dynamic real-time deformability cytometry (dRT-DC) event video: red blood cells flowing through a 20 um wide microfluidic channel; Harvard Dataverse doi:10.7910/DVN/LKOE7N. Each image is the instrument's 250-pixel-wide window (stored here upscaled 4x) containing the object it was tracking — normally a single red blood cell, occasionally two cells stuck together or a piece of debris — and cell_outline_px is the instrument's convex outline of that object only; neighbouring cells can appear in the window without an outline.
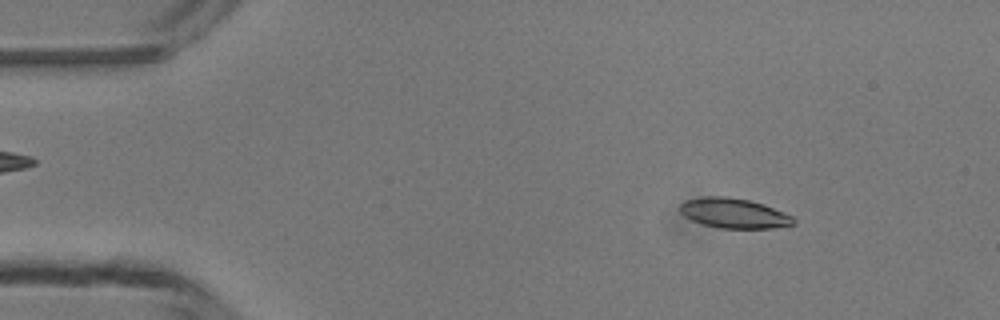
{"species": "common noctule bat (a hibernating species)", "species_latin": "Nyctalus noctula", "temperature_condition": "room temperature", "stored_images_in_passage": 3, "camera_frame_rate_fps": 3000, "um_per_image_px": 0.085, "animal": {"sex": "male", "body_mass_g": 13.3}, "frame": {"image": 1, "passage_image": 1, "time_ms": 0.0, "image_size_px": [1000, 320], "cell_outline_px": [[796, 224], [772, 228], [720, 228], [704, 224], [692, 220], [684, 216], [680, 212], [680, 204], [684, 200], [704, 196], [724, 196], [748, 200], [764, 204], [792, 216], [796, 220]], "centroid_in_image_um": [62.37, 18.12], "position_along_channel_um": 22.6, "area_um2": 19.77}}
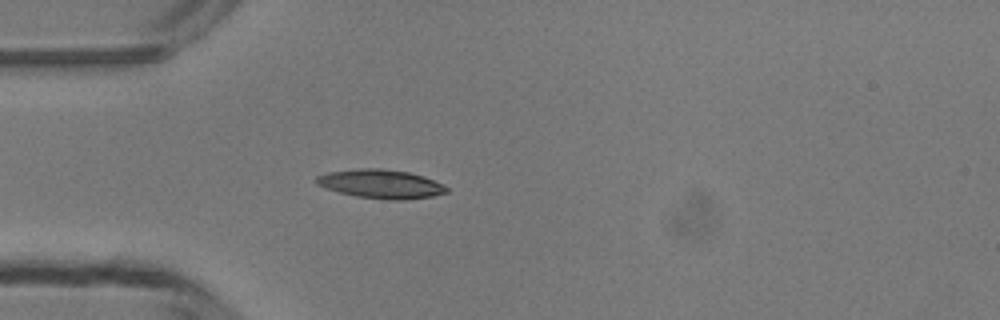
{"frame": {"image": 2, "passage_image": 3, "time_ms": 2.333, "image_size_px": [1000, 320], "cell_outline_px": [[448, 192], [432, 196], [404, 200], [388, 200], [356, 196], [324, 188], [316, 184], [312, 180], [316, 176], [328, 172], [360, 168], [380, 168], [408, 172], [424, 176], [444, 184], [448, 188]], "centroid_in_image_um": [32.36, 15.63], "position_along_channel_um": 52.6, "area_um2": 22.08}}